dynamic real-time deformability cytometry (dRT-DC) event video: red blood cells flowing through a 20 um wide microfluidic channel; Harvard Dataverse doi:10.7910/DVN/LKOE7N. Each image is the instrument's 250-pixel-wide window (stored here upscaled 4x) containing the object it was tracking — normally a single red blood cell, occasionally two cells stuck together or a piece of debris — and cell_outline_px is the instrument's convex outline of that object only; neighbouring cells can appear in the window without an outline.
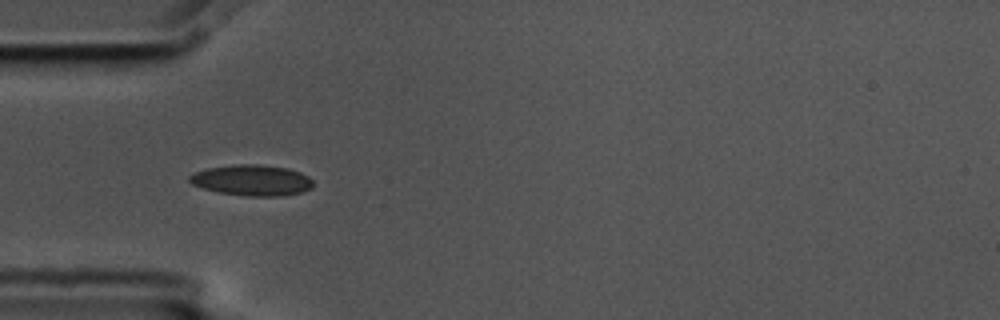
{"species": "common noctule bat (a hibernating species)", "species_latin": "Nyctalus noctula", "temperature_condition": "cold", "stored_images_in_passage": 8, "camera_frame_rate_fps": 3000, "um_per_image_px": 0.085, "animal": {"sex": "male", "body_mass_g": 17.5, "forearm_length_mm": 52.3}, "frame": {"image": 1, "passage_image": 4, "time_ms": 1.0, "image_size_px": [1000, 320], "cell_outline_px": [[312, 188], [300, 192], [280, 196], [248, 196], [220, 192], [204, 188], [192, 184], [188, 180], [188, 176], [196, 172], [208, 168], [236, 164], [256, 164], [288, 168], [300, 172], [308, 176], [312, 180]], "centroid_in_image_um": [21.42, 15.31], "position_along_channel_um": 63.6, "area_um2": 22.02}}